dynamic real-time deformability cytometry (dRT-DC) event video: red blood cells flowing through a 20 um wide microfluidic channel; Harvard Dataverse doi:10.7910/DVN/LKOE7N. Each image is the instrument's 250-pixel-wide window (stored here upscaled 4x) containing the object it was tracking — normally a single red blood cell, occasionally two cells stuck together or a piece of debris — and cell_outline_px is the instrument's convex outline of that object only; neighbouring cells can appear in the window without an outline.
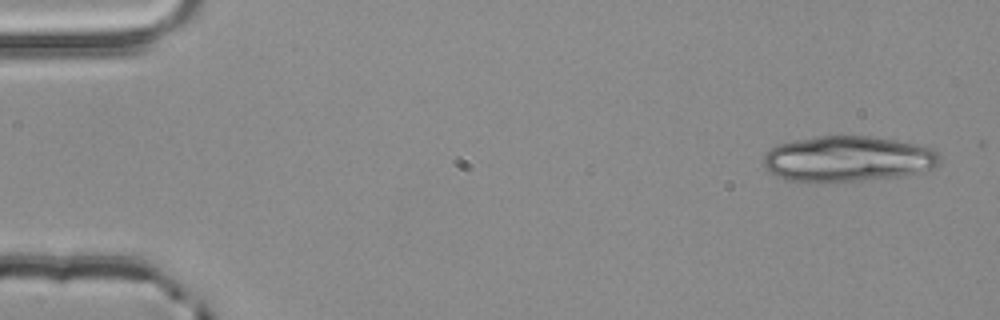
{"species": "common noctule bat (a hibernating species)", "species_latin": "Nyctalus noctula", "temperature_condition": "room temperature", "stored_images_in_passage": 5, "camera_frame_rate_fps": 3000, "um_per_image_px": 0.085, "animal": {"sex": "male", "body_mass_g": 20.4}, "frame": {"image": 1, "passage_image": 1, "time_ms": 0.0, "image_size_px": [1000, 320], "cell_outline_px": [[940, 160], [932, 168], [904, 176], [824, 184], [816, 184], [784, 180], [772, 172], [764, 164], [764, 156], [776, 144], [796, 140], [820, 136], [868, 136], [916, 144], [932, 148], [940, 156]], "centroid_in_image_um": [72.03, 13.54], "position_along_channel_um": 13.0, "area_um2": 47.16}}